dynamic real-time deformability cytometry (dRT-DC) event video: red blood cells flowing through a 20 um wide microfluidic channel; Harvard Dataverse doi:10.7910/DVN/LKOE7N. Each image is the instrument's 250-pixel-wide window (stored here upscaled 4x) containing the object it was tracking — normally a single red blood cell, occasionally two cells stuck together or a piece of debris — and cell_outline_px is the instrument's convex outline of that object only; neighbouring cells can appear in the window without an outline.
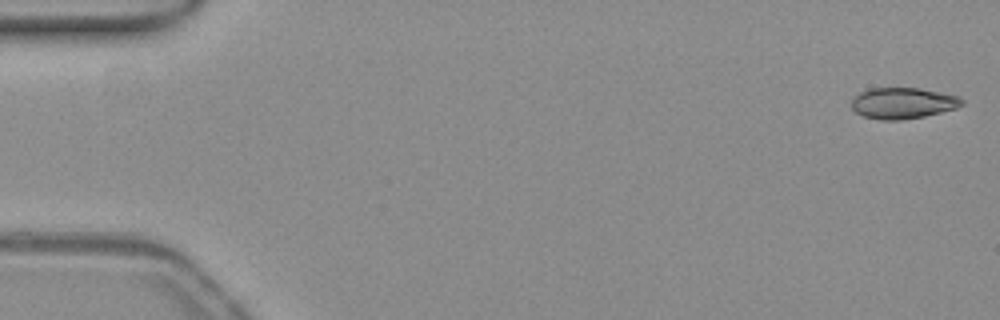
{"species": "common noctule bat (a hibernating species)", "species_latin": "Nyctalus noctula", "temperature_condition": "warm", "stored_images_in_passage": 50, "camera_frame_rate_fps": 3000, "um_per_image_px": 0.085, "animal": {"sex": "female", "body_mass_g": 19.3, "forearm_length_mm": 54.1}, "frame": {"image": 1, "passage_image": 1, "time_ms": 0.0, "image_size_px": [1000, 320], "cell_outline_px": [[964, 104], [956, 108], [924, 116], [900, 120], [880, 120], [864, 116], [856, 112], [852, 108], [852, 96], [868, 88], [920, 88], [960, 96], [964, 100]], "centroid_in_image_um": [76.74, 8.75], "position_along_channel_um": 8.3, "area_um2": 20.11}}
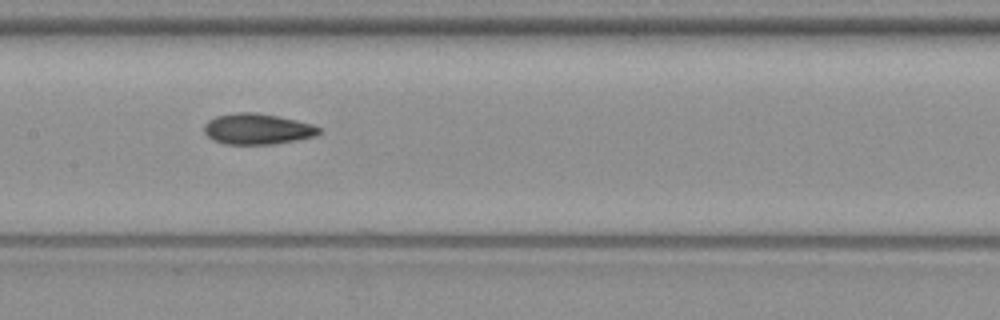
{"frame": {"image": 2, "passage_image": 26, "time_ms": 8.333, "image_size_px": [1000, 320], "cell_outline_px": [[320, 132], [316, 136], [296, 140], [272, 144], [224, 144], [212, 140], [204, 132], [204, 124], [208, 120], [216, 116], [236, 112], [256, 112], [296, 120], [312, 124], [320, 128]], "centroid_in_image_um": [21.85, 10.96], "position_along_channel_um": 185.6, "area_um2": 20.63}}
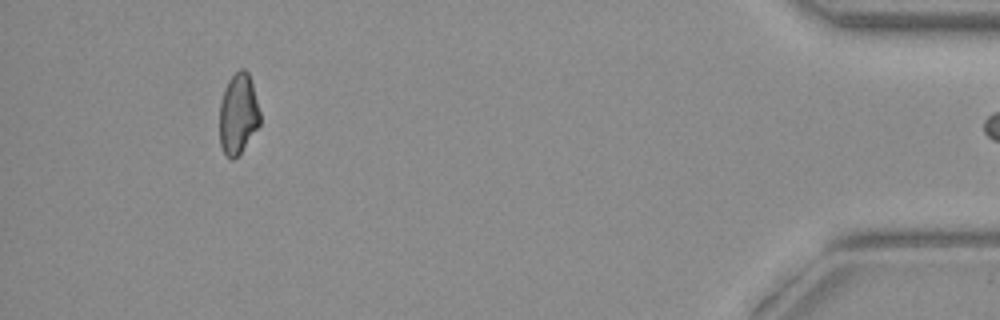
{"frame": {"image": 3, "passage_image": 49, "time_ms": 16.0, "image_size_px": [1000, 320], "cell_outline_px": [[260, 124], [240, 152], [232, 160], [224, 152], [220, 144], [220, 104], [224, 88], [228, 80], [240, 68], [244, 68], [248, 72], [252, 84], [260, 112]], "centroid_in_image_um": [20.24, 9.65], "position_along_channel_um": 415.0, "area_um2": 18.73}}